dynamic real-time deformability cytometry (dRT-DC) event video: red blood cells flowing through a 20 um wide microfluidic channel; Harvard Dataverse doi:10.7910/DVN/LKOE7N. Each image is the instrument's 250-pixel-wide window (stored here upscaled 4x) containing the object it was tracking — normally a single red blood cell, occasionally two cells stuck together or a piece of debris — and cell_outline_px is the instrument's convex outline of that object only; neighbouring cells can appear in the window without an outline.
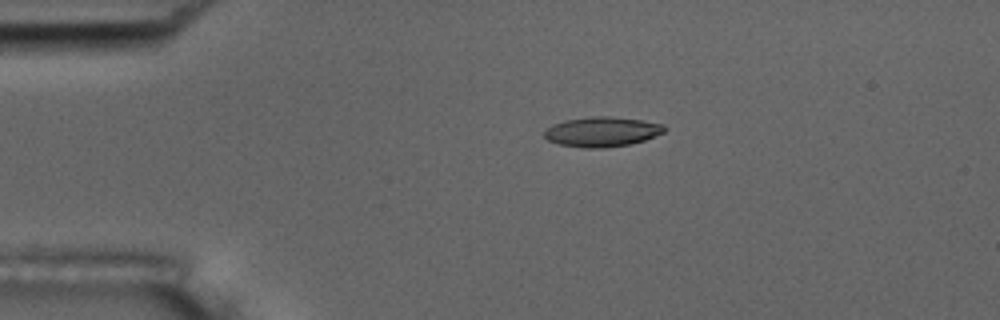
{"species": "common noctule bat (a hibernating species)", "species_latin": "Nyctalus noctula", "temperature_condition": "room temperature", "stored_images_in_passage": 44, "camera_frame_rate_fps": 3000, "um_per_image_px": 0.085, "animal": {"sex": "male", "body_mass_g": 17.5, "forearm_length_mm": 52.3}, "frame": {"image": 1, "passage_image": 2, "time_ms": 0.333, "image_size_px": [1000, 320], "cell_outline_px": [[668, 128], [664, 132], [644, 140], [628, 144], [604, 148], [588, 148], [560, 144], [548, 140], [544, 136], [544, 132], [552, 124], [564, 120], [592, 116], [608, 116], [640, 120], [664, 124]], "centroid_in_image_um": [51.18, 11.19], "position_along_channel_um": 33.8, "area_um2": 20.75}}
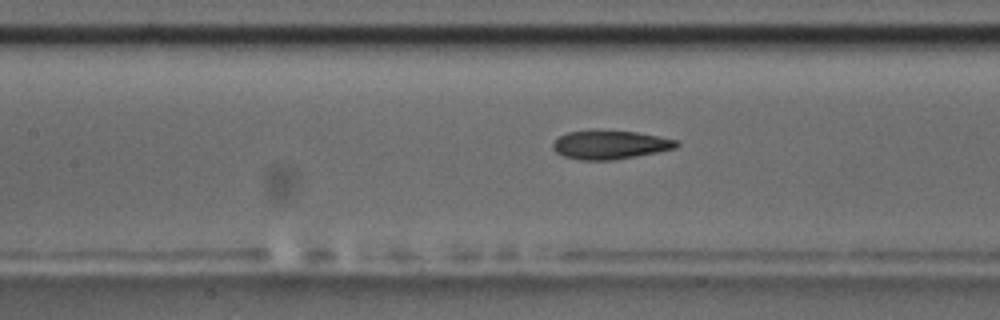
{"frame": {"image": 2, "passage_image": 15, "time_ms": 4.667, "image_size_px": [1000, 320], "cell_outline_px": [[680, 144], [676, 148], [636, 156], [612, 160], [580, 160], [564, 156], [556, 152], [552, 148], [552, 144], [560, 136], [568, 132], [592, 128], [596, 128], [636, 132], [676, 140]], "centroid_in_image_um": [51.81, 12.28], "position_along_channel_um": 155.6, "area_um2": 20.98}}
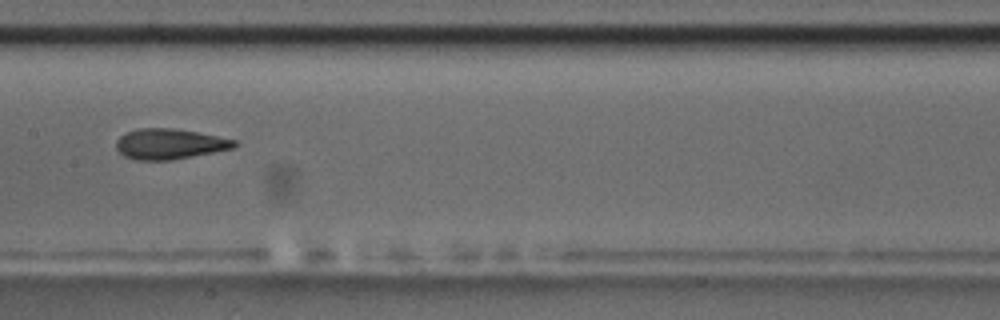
{"frame": {"image": 3, "passage_image": 18, "time_ms": 5.667, "image_size_px": [1000, 320], "cell_outline_px": [[240, 144], [232, 148], [172, 160], [136, 160], [124, 156], [116, 148], [116, 140], [124, 132], [140, 128], [172, 128], [196, 132], [236, 140]], "centroid_in_image_um": [14.38, 12.23], "position_along_channel_um": 193.0, "area_um2": 20.87}, "authors_computed_cell_mechanics": {"area_um2": 20.7502, "velocity_mm_per_s": 3.7764, "shape_relaxation_time_tau1_ms": 5.127, "shape_relaxation_time_tau2_ms": 1.9897, "deformation_change_tau1": 0.1945, "deformation_change_tau2": 0.1143}}